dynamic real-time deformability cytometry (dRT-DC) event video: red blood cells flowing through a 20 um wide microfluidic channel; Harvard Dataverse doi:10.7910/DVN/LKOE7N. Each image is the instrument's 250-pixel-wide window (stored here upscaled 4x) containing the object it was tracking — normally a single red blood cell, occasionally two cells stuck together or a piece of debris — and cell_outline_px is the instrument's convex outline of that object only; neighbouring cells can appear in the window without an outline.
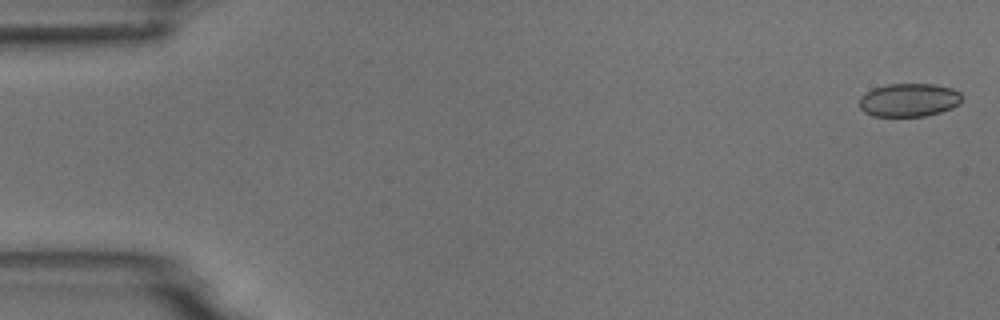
{"species": "common noctule bat (a hibernating species)", "species_latin": "Nyctalus noctula", "temperature_condition": "room temperature", "stored_images_in_passage": 5, "camera_frame_rate_fps": 3000, "um_per_image_px": 0.085, "animal": {"sex": "male", "body_mass_g": 18.8}, "frame": {"image": 1, "passage_image": 1, "time_ms": 0.0, "image_size_px": [1000, 320], "cell_outline_px": [[960, 104], [952, 108], [940, 112], [924, 116], [872, 116], [864, 112], [860, 108], [860, 96], [872, 88], [888, 84], [936, 84], [952, 88], [960, 92]], "centroid_in_image_um": [77.25, 8.5], "position_along_channel_um": 7.8, "area_um2": 20.0}}
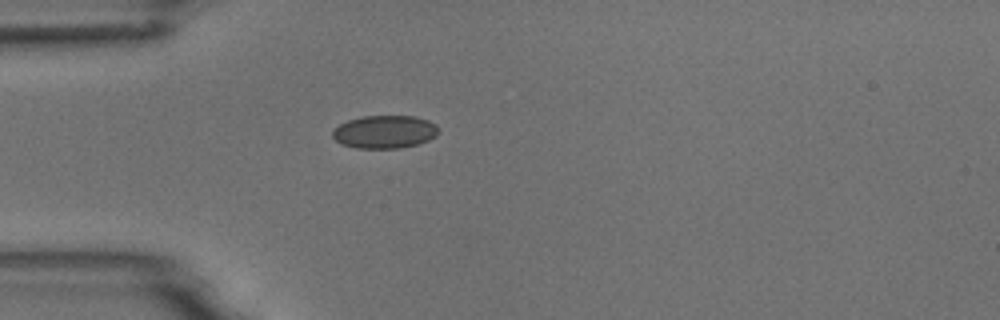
{"frame": {"image": 2, "passage_image": 5, "time_ms": 4.667, "image_size_px": [1000, 320], "cell_outline_px": [[440, 132], [436, 136], [428, 140], [416, 144], [400, 148], [356, 148], [340, 144], [332, 136], [332, 132], [340, 124], [348, 120], [364, 116], [416, 116], [428, 120], [436, 124], [440, 128]], "centroid_in_image_um": [32.73, 11.2], "position_along_channel_um": 52.3, "area_um2": 20.46}}